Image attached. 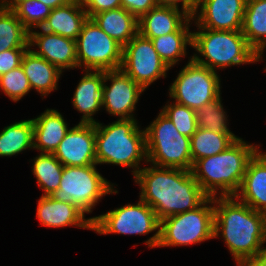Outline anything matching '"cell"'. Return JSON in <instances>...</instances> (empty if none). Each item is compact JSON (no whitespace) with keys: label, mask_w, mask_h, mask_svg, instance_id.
I'll return each instance as SVG.
<instances>
[{"label":"cell","mask_w":266,"mask_h":266,"mask_svg":"<svg viewBox=\"0 0 266 266\" xmlns=\"http://www.w3.org/2000/svg\"><path fill=\"white\" fill-rule=\"evenodd\" d=\"M144 130L147 163L191 171L193 163L190 138L180 134L164 113L159 111Z\"/></svg>","instance_id":"cell-6"},{"label":"cell","mask_w":266,"mask_h":266,"mask_svg":"<svg viewBox=\"0 0 266 266\" xmlns=\"http://www.w3.org/2000/svg\"><path fill=\"white\" fill-rule=\"evenodd\" d=\"M89 218L93 221L92 231L100 235H147L156 231L144 243L151 249L159 245L160 220L153 208L140 198L135 204L127 203L124 206Z\"/></svg>","instance_id":"cell-8"},{"label":"cell","mask_w":266,"mask_h":266,"mask_svg":"<svg viewBox=\"0 0 266 266\" xmlns=\"http://www.w3.org/2000/svg\"><path fill=\"white\" fill-rule=\"evenodd\" d=\"M83 72V77L73 93L72 105L82 114L79 123L96 124L98 121L93 115L102 110L104 102V71L84 70Z\"/></svg>","instance_id":"cell-19"},{"label":"cell","mask_w":266,"mask_h":266,"mask_svg":"<svg viewBox=\"0 0 266 266\" xmlns=\"http://www.w3.org/2000/svg\"><path fill=\"white\" fill-rule=\"evenodd\" d=\"M143 92L145 90L122 69L104 71L102 109L118 119H133Z\"/></svg>","instance_id":"cell-13"},{"label":"cell","mask_w":266,"mask_h":266,"mask_svg":"<svg viewBox=\"0 0 266 266\" xmlns=\"http://www.w3.org/2000/svg\"><path fill=\"white\" fill-rule=\"evenodd\" d=\"M149 164L133 180L140 187L139 198L153 208L159 220L194 210L208 198L191 171Z\"/></svg>","instance_id":"cell-1"},{"label":"cell","mask_w":266,"mask_h":266,"mask_svg":"<svg viewBox=\"0 0 266 266\" xmlns=\"http://www.w3.org/2000/svg\"><path fill=\"white\" fill-rule=\"evenodd\" d=\"M44 3L45 5L49 6L51 9H55L57 7H61L66 5L70 0H38Z\"/></svg>","instance_id":"cell-40"},{"label":"cell","mask_w":266,"mask_h":266,"mask_svg":"<svg viewBox=\"0 0 266 266\" xmlns=\"http://www.w3.org/2000/svg\"><path fill=\"white\" fill-rule=\"evenodd\" d=\"M197 126L215 133L234 134L228 128V115L223 107L222 96L204 104L196 111Z\"/></svg>","instance_id":"cell-32"},{"label":"cell","mask_w":266,"mask_h":266,"mask_svg":"<svg viewBox=\"0 0 266 266\" xmlns=\"http://www.w3.org/2000/svg\"><path fill=\"white\" fill-rule=\"evenodd\" d=\"M28 49L29 48H13L0 52V76L19 67Z\"/></svg>","instance_id":"cell-35"},{"label":"cell","mask_w":266,"mask_h":266,"mask_svg":"<svg viewBox=\"0 0 266 266\" xmlns=\"http://www.w3.org/2000/svg\"><path fill=\"white\" fill-rule=\"evenodd\" d=\"M36 218L42 226L64 228L67 226L93 230V221L72 203L57 201L51 196H42L37 201Z\"/></svg>","instance_id":"cell-17"},{"label":"cell","mask_w":266,"mask_h":266,"mask_svg":"<svg viewBox=\"0 0 266 266\" xmlns=\"http://www.w3.org/2000/svg\"><path fill=\"white\" fill-rule=\"evenodd\" d=\"M88 15L81 2L70 1L66 5L51 9L41 29L76 40Z\"/></svg>","instance_id":"cell-22"},{"label":"cell","mask_w":266,"mask_h":266,"mask_svg":"<svg viewBox=\"0 0 266 266\" xmlns=\"http://www.w3.org/2000/svg\"><path fill=\"white\" fill-rule=\"evenodd\" d=\"M0 90L15 103L32 90L21 65L0 76Z\"/></svg>","instance_id":"cell-34"},{"label":"cell","mask_w":266,"mask_h":266,"mask_svg":"<svg viewBox=\"0 0 266 266\" xmlns=\"http://www.w3.org/2000/svg\"><path fill=\"white\" fill-rule=\"evenodd\" d=\"M91 19L123 47L138 33V19L122 7L97 13Z\"/></svg>","instance_id":"cell-24"},{"label":"cell","mask_w":266,"mask_h":266,"mask_svg":"<svg viewBox=\"0 0 266 266\" xmlns=\"http://www.w3.org/2000/svg\"><path fill=\"white\" fill-rule=\"evenodd\" d=\"M76 55L81 71L117 70L122 66L123 46L88 18L76 39Z\"/></svg>","instance_id":"cell-11"},{"label":"cell","mask_w":266,"mask_h":266,"mask_svg":"<svg viewBox=\"0 0 266 266\" xmlns=\"http://www.w3.org/2000/svg\"><path fill=\"white\" fill-rule=\"evenodd\" d=\"M70 1H76V2H83L84 0H70Z\"/></svg>","instance_id":"cell-41"},{"label":"cell","mask_w":266,"mask_h":266,"mask_svg":"<svg viewBox=\"0 0 266 266\" xmlns=\"http://www.w3.org/2000/svg\"><path fill=\"white\" fill-rule=\"evenodd\" d=\"M220 236L236 266H243L266 248V214L235 196L214 197V238Z\"/></svg>","instance_id":"cell-2"},{"label":"cell","mask_w":266,"mask_h":266,"mask_svg":"<svg viewBox=\"0 0 266 266\" xmlns=\"http://www.w3.org/2000/svg\"><path fill=\"white\" fill-rule=\"evenodd\" d=\"M242 34L249 45L265 60L266 50V0H247Z\"/></svg>","instance_id":"cell-26"},{"label":"cell","mask_w":266,"mask_h":266,"mask_svg":"<svg viewBox=\"0 0 266 266\" xmlns=\"http://www.w3.org/2000/svg\"><path fill=\"white\" fill-rule=\"evenodd\" d=\"M122 8L129 11L137 19L156 6L155 0H121Z\"/></svg>","instance_id":"cell-37"},{"label":"cell","mask_w":266,"mask_h":266,"mask_svg":"<svg viewBox=\"0 0 266 266\" xmlns=\"http://www.w3.org/2000/svg\"><path fill=\"white\" fill-rule=\"evenodd\" d=\"M121 69L145 91L156 80L166 78L170 70L161 60L152 40L139 33L123 47Z\"/></svg>","instance_id":"cell-12"},{"label":"cell","mask_w":266,"mask_h":266,"mask_svg":"<svg viewBox=\"0 0 266 266\" xmlns=\"http://www.w3.org/2000/svg\"><path fill=\"white\" fill-rule=\"evenodd\" d=\"M197 30L193 31L192 48L198 55L194 53L192 59L202 66L217 71L261 61V57L249 45L242 31L207 28Z\"/></svg>","instance_id":"cell-5"},{"label":"cell","mask_w":266,"mask_h":266,"mask_svg":"<svg viewBox=\"0 0 266 266\" xmlns=\"http://www.w3.org/2000/svg\"><path fill=\"white\" fill-rule=\"evenodd\" d=\"M36 29L29 31V49L39 57L57 66L62 72L78 68L76 40ZM37 47L38 49L35 50ZM33 47V48H32Z\"/></svg>","instance_id":"cell-16"},{"label":"cell","mask_w":266,"mask_h":266,"mask_svg":"<svg viewBox=\"0 0 266 266\" xmlns=\"http://www.w3.org/2000/svg\"><path fill=\"white\" fill-rule=\"evenodd\" d=\"M27 149L33 150L32 119L7 125L0 132V157L17 156Z\"/></svg>","instance_id":"cell-27"},{"label":"cell","mask_w":266,"mask_h":266,"mask_svg":"<svg viewBox=\"0 0 266 266\" xmlns=\"http://www.w3.org/2000/svg\"><path fill=\"white\" fill-rule=\"evenodd\" d=\"M30 161L37 185L44 192L42 196H51L59 187L64 165L53 153H40Z\"/></svg>","instance_id":"cell-30"},{"label":"cell","mask_w":266,"mask_h":266,"mask_svg":"<svg viewBox=\"0 0 266 266\" xmlns=\"http://www.w3.org/2000/svg\"><path fill=\"white\" fill-rule=\"evenodd\" d=\"M191 17L184 11L155 6L138 19V33L152 39L177 32Z\"/></svg>","instance_id":"cell-21"},{"label":"cell","mask_w":266,"mask_h":266,"mask_svg":"<svg viewBox=\"0 0 266 266\" xmlns=\"http://www.w3.org/2000/svg\"><path fill=\"white\" fill-rule=\"evenodd\" d=\"M96 166H64L59 187L51 197L72 203L85 214L92 213L103 196L118 194L114 183L104 178Z\"/></svg>","instance_id":"cell-7"},{"label":"cell","mask_w":266,"mask_h":266,"mask_svg":"<svg viewBox=\"0 0 266 266\" xmlns=\"http://www.w3.org/2000/svg\"><path fill=\"white\" fill-rule=\"evenodd\" d=\"M82 4L88 18L97 13L122 7L121 0H84Z\"/></svg>","instance_id":"cell-36"},{"label":"cell","mask_w":266,"mask_h":266,"mask_svg":"<svg viewBox=\"0 0 266 266\" xmlns=\"http://www.w3.org/2000/svg\"><path fill=\"white\" fill-rule=\"evenodd\" d=\"M259 149L248 163L235 197L255 211L266 214V152Z\"/></svg>","instance_id":"cell-18"},{"label":"cell","mask_w":266,"mask_h":266,"mask_svg":"<svg viewBox=\"0 0 266 266\" xmlns=\"http://www.w3.org/2000/svg\"><path fill=\"white\" fill-rule=\"evenodd\" d=\"M191 24H193L192 18L177 32L151 39L155 50L169 69L179 64L181 58L186 57L187 46L192 48L193 31H190Z\"/></svg>","instance_id":"cell-25"},{"label":"cell","mask_w":266,"mask_h":266,"mask_svg":"<svg viewBox=\"0 0 266 266\" xmlns=\"http://www.w3.org/2000/svg\"><path fill=\"white\" fill-rule=\"evenodd\" d=\"M155 3L157 6L171 7L182 10L191 18L193 17L197 6V0H155Z\"/></svg>","instance_id":"cell-38"},{"label":"cell","mask_w":266,"mask_h":266,"mask_svg":"<svg viewBox=\"0 0 266 266\" xmlns=\"http://www.w3.org/2000/svg\"><path fill=\"white\" fill-rule=\"evenodd\" d=\"M214 238V197L191 211L160 220L158 247L199 244Z\"/></svg>","instance_id":"cell-9"},{"label":"cell","mask_w":266,"mask_h":266,"mask_svg":"<svg viewBox=\"0 0 266 266\" xmlns=\"http://www.w3.org/2000/svg\"><path fill=\"white\" fill-rule=\"evenodd\" d=\"M136 118L117 119L103 125L95 124V150L97 165L113 164L132 168L135 176L141 162L147 165L145 130H141ZM141 164V165H140Z\"/></svg>","instance_id":"cell-4"},{"label":"cell","mask_w":266,"mask_h":266,"mask_svg":"<svg viewBox=\"0 0 266 266\" xmlns=\"http://www.w3.org/2000/svg\"><path fill=\"white\" fill-rule=\"evenodd\" d=\"M238 138L235 134L215 133L198 127L190 137L192 163L226 150Z\"/></svg>","instance_id":"cell-29"},{"label":"cell","mask_w":266,"mask_h":266,"mask_svg":"<svg viewBox=\"0 0 266 266\" xmlns=\"http://www.w3.org/2000/svg\"><path fill=\"white\" fill-rule=\"evenodd\" d=\"M243 266H266V248L249 259Z\"/></svg>","instance_id":"cell-39"},{"label":"cell","mask_w":266,"mask_h":266,"mask_svg":"<svg viewBox=\"0 0 266 266\" xmlns=\"http://www.w3.org/2000/svg\"><path fill=\"white\" fill-rule=\"evenodd\" d=\"M33 121V149L39 153H54L70 129L63 115L47 108Z\"/></svg>","instance_id":"cell-20"},{"label":"cell","mask_w":266,"mask_h":266,"mask_svg":"<svg viewBox=\"0 0 266 266\" xmlns=\"http://www.w3.org/2000/svg\"><path fill=\"white\" fill-rule=\"evenodd\" d=\"M21 66L28 78L31 89L42 97H47L52 91L58 90V82L62 71L46 59L36 56L30 49L22 58Z\"/></svg>","instance_id":"cell-23"},{"label":"cell","mask_w":266,"mask_h":266,"mask_svg":"<svg viewBox=\"0 0 266 266\" xmlns=\"http://www.w3.org/2000/svg\"><path fill=\"white\" fill-rule=\"evenodd\" d=\"M161 112L173 122L180 134L190 138L196 132L198 128L196 111L174 101L170 103L168 100Z\"/></svg>","instance_id":"cell-33"},{"label":"cell","mask_w":266,"mask_h":266,"mask_svg":"<svg viewBox=\"0 0 266 266\" xmlns=\"http://www.w3.org/2000/svg\"><path fill=\"white\" fill-rule=\"evenodd\" d=\"M3 1L16 14V17L28 31L41 28L51 12L49 6L38 0Z\"/></svg>","instance_id":"cell-31"},{"label":"cell","mask_w":266,"mask_h":266,"mask_svg":"<svg viewBox=\"0 0 266 266\" xmlns=\"http://www.w3.org/2000/svg\"><path fill=\"white\" fill-rule=\"evenodd\" d=\"M29 31L16 14L0 0V52L13 48H29Z\"/></svg>","instance_id":"cell-28"},{"label":"cell","mask_w":266,"mask_h":266,"mask_svg":"<svg viewBox=\"0 0 266 266\" xmlns=\"http://www.w3.org/2000/svg\"><path fill=\"white\" fill-rule=\"evenodd\" d=\"M247 0H197L192 17L196 28L242 31Z\"/></svg>","instance_id":"cell-14"},{"label":"cell","mask_w":266,"mask_h":266,"mask_svg":"<svg viewBox=\"0 0 266 266\" xmlns=\"http://www.w3.org/2000/svg\"><path fill=\"white\" fill-rule=\"evenodd\" d=\"M259 149V144L238 138L226 150L196 160L191 173L208 197L235 196L249 161Z\"/></svg>","instance_id":"cell-3"},{"label":"cell","mask_w":266,"mask_h":266,"mask_svg":"<svg viewBox=\"0 0 266 266\" xmlns=\"http://www.w3.org/2000/svg\"><path fill=\"white\" fill-rule=\"evenodd\" d=\"M53 155L64 166L97 165L95 124L78 123L70 127Z\"/></svg>","instance_id":"cell-15"},{"label":"cell","mask_w":266,"mask_h":266,"mask_svg":"<svg viewBox=\"0 0 266 266\" xmlns=\"http://www.w3.org/2000/svg\"><path fill=\"white\" fill-rule=\"evenodd\" d=\"M169 86V97L175 103L197 111L215 100L221 92V79L217 71L196 63L192 56Z\"/></svg>","instance_id":"cell-10"}]
</instances>
